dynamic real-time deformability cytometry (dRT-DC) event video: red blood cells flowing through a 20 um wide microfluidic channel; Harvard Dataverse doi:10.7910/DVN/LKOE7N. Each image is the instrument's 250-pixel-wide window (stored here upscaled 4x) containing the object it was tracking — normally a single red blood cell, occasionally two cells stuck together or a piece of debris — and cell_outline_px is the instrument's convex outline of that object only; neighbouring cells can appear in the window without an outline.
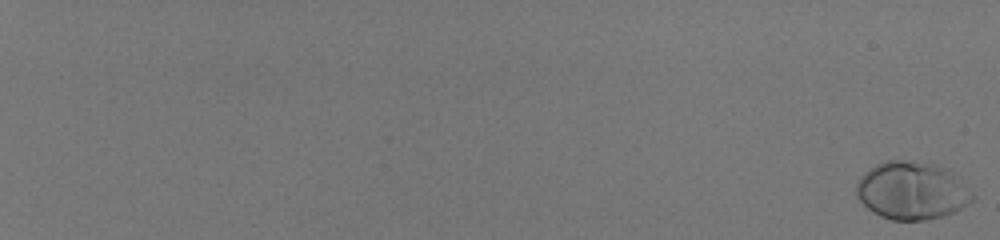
{"species": "human", "species_latin": "Homo sapiens", "temperature_condition": "room temperature", "stored_images_in_passage": 59, "camera_frame_rate_fps": 3000, "um_per_image_px": 0.085, "donor": {"sex": "male"}, "frame": {"image": 1, "passage_image": 1, "time_ms": 0.0, "image_size_px": [1000, 240], "cell_outline_px": [[976, 196], [972, 200], [956, 212], [944, 216], [924, 220], [892, 220], [880, 216], [872, 212], [856, 196], [856, 184], [860, 176], [864, 172], [876, 164], [884, 160], [916, 160], [936, 164], [948, 168]], "centroid_in_image_um": [77.5, 16.19], "position_along_channel_um": 7.5, "area_um2": 39.54}}
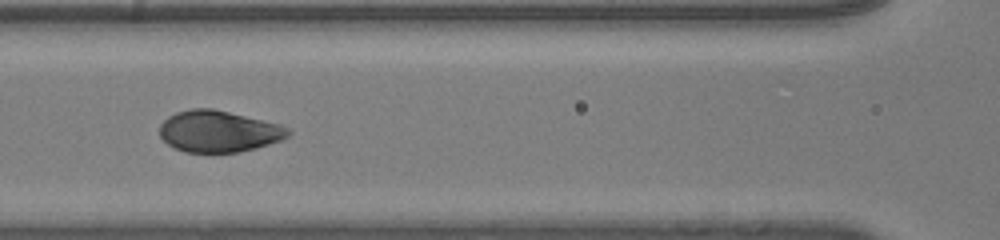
{"frame": {"image": 2, "passage_image": 34, "time_ms": 11.0, "image_size_px": [1000, 240], "cell_outline_px": [[292, 132], [288, 136], [280, 140], [256, 148], [240, 152], [184, 152], [168, 144], [160, 136], [160, 124], [168, 116], [176, 112], [192, 108], [212, 108], [280, 124], [288, 128]], "centroid_in_image_um": [18.58, 11.16], "position_along_channel_um": 148.0, "area_um2": 30.98}}
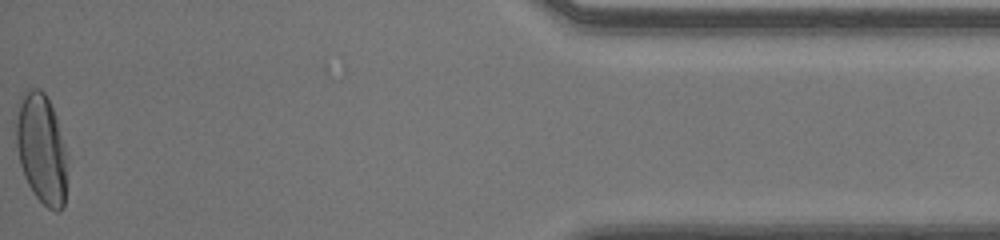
{"frame": {"image": 3, "passage_image": 59, "time_ms": 19.333, "image_size_px": [1000, 240], "cell_outline_px": [[68, 156], [64, 204], [56, 212], [48, 208], [32, 192], [24, 176], [20, 164], [16, 144], [12, 120], [16, 104], [20, 96], [28, 88], [40, 88], [44, 92], [56, 116]], "centroid_in_image_um": [3.48, 12.57], "position_along_channel_um": 431.7, "area_um2": 33.81}, "authors_computed_cell_mechanics": {"area_um2": 32.7726, "velocity_mm_per_s": 4.0622, "shape_relaxation_time_tau1_ms": 2.8942, "shape_relaxation_time_tau2_ms": null, "deformation_change_tau1": 0.1853, "deformation_change_tau2": null}}